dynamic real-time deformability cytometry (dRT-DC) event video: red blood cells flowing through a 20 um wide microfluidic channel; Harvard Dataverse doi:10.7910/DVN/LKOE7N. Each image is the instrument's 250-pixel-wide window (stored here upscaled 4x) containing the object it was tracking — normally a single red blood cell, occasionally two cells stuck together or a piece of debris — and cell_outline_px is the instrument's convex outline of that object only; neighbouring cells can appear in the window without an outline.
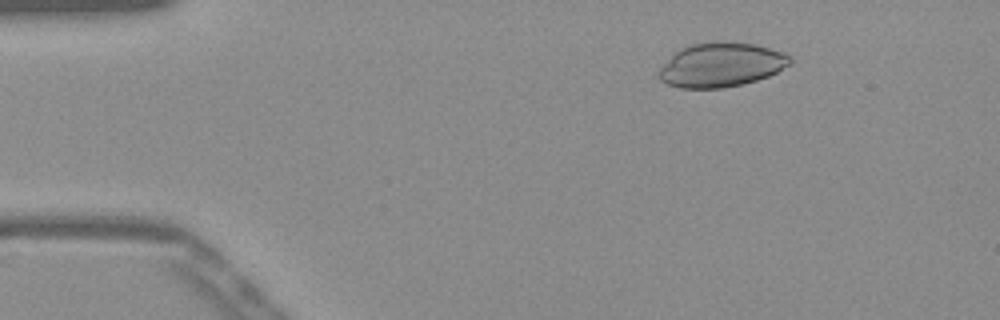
{"species": "Egyptian fruit bat (a non-hibernating species)", "species_latin": "Rousettus aegyptiacus", "temperature_condition": "warm", "stored_images_in_passage": 48, "camera_frame_rate_fps": 3000, "um_per_image_px": 0.085, "frame": {"image": 1, "passage_image": 4, "time_ms": 1.0, "image_size_px": [1000, 320], "cell_outline_px": [[792, 64], [768, 76], [756, 80], [724, 88], [680, 88], [668, 84], [660, 80], [660, 68], [680, 48], [692, 44], [756, 44], [792, 56]], "centroid_in_image_um": [61.32, 5.55], "position_along_channel_um": 23.7, "area_um2": 32.77}}
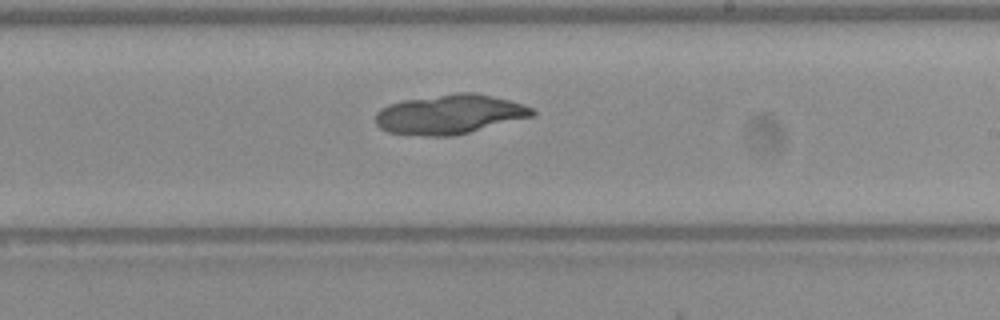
{"frame": {"image": 2, "passage_image": 27, "time_ms": 8.667, "image_size_px": [1000, 320], "cell_outline_px": [[536, 112], [532, 116], [452, 136], [424, 136], [388, 132], [380, 128], [376, 124], [376, 112], [380, 108], [388, 104], [404, 100], [456, 92], [476, 92], [524, 104], [532, 108]], "centroid_in_image_um": [38.18, 9.7], "position_along_channel_um": 250.8, "area_um2": 35.89}}
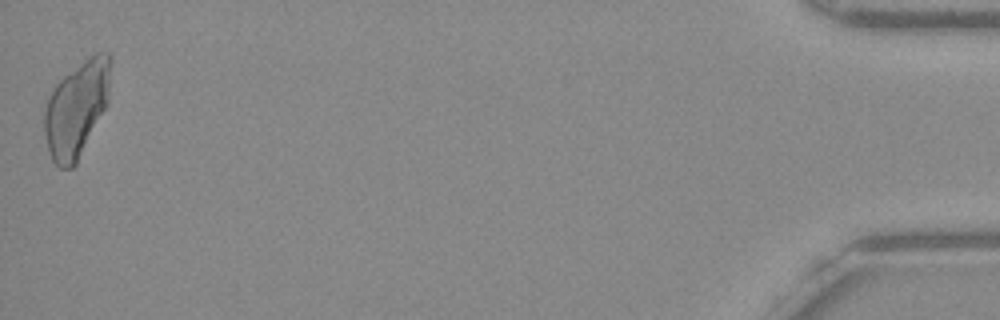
{"frame": {"image": 3, "passage_image": 48, "time_ms": 15.667, "image_size_px": [1000, 320], "cell_outline_px": [[108, 100], [76, 164], [72, 168], [60, 168], [52, 160], [48, 148], [44, 132], [44, 108], [56, 84], [64, 76], [84, 60], [96, 52], [108, 52]], "centroid_in_image_um": [6.46, 9.29], "position_along_channel_um": 428.7, "area_um2": 35.72}}